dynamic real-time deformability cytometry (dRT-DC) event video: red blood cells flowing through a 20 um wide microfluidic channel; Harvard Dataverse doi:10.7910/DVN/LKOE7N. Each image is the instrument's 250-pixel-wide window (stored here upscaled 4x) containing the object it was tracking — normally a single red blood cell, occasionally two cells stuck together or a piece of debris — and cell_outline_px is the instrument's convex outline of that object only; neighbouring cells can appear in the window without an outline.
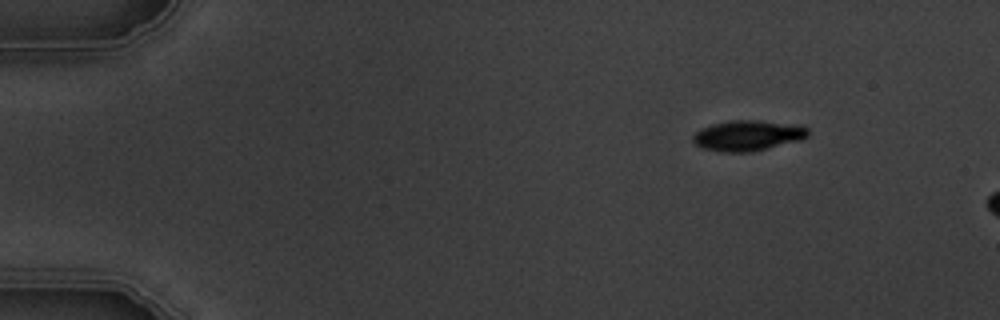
{"species": "common noctule bat (a hibernating species)", "species_latin": "Nyctalus noctula", "temperature_condition": "warm", "stored_images_in_passage": 3, "camera_frame_rate_fps": 3000, "um_per_image_px": 0.085, "animal": {"sex": "male", "body_mass_g": 19.5, "forearm_length_mm": 54.6}, "frame": {"image": 1, "passage_image": 1, "time_ms": 0.0, "image_size_px": [1000, 320], "cell_outline_px": [[808, 136], [800, 140], [752, 152], [720, 152], [704, 148], [696, 144], [692, 140], [692, 136], [696, 132], [712, 124], [732, 120], [756, 120], [804, 124], [808, 128]], "centroid_in_image_um": [63.62, 11.51], "position_along_channel_um": 21.4, "area_um2": 20.58}}